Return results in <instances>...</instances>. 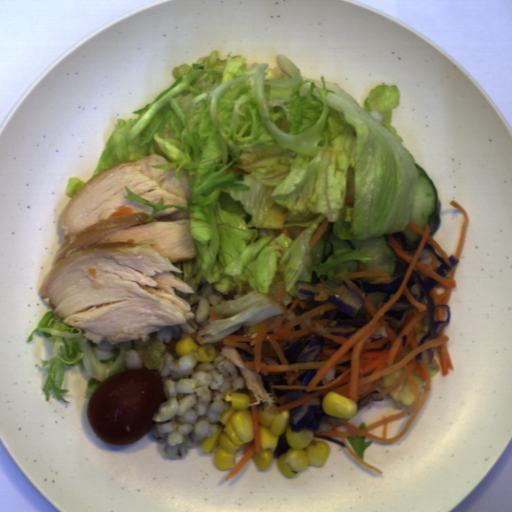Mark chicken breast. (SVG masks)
Returning a JSON list of instances; mask_svg holds the SVG:
<instances>
[{
    "label": "chicken breast",
    "mask_w": 512,
    "mask_h": 512,
    "mask_svg": "<svg viewBox=\"0 0 512 512\" xmlns=\"http://www.w3.org/2000/svg\"><path fill=\"white\" fill-rule=\"evenodd\" d=\"M220 354L228 358L236 368L241 372L243 379L246 383L244 393L249 394V390H251L256 402L253 403H243L245 405L257 406L261 403H270L275 401L271 396L270 392L264 388L263 380L260 372L254 371L252 369H248L246 363L240 353L237 350V347L222 345L219 350Z\"/></svg>",
    "instance_id": "c9198e5e"
},
{
    "label": "chicken breast",
    "mask_w": 512,
    "mask_h": 512,
    "mask_svg": "<svg viewBox=\"0 0 512 512\" xmlns=\"http://www.w3.org/2000/svg\"><path fill=\"white\" fill-rule=\"evenodd\" d=\"M157 154L120 162L86 181L60 216L62 243L38 295L54 306L63 323L83 329L95 344L140 340L162 327L179 325L195 332V312L180 292L192 285L172 272L173 263L196 259L188 212L170 207L158 210L129 196L125 186L157 205L187 207L191 193L186 168Z\"/></svg>",
    "instance_id": "cb542c10"
}]
</instances>
